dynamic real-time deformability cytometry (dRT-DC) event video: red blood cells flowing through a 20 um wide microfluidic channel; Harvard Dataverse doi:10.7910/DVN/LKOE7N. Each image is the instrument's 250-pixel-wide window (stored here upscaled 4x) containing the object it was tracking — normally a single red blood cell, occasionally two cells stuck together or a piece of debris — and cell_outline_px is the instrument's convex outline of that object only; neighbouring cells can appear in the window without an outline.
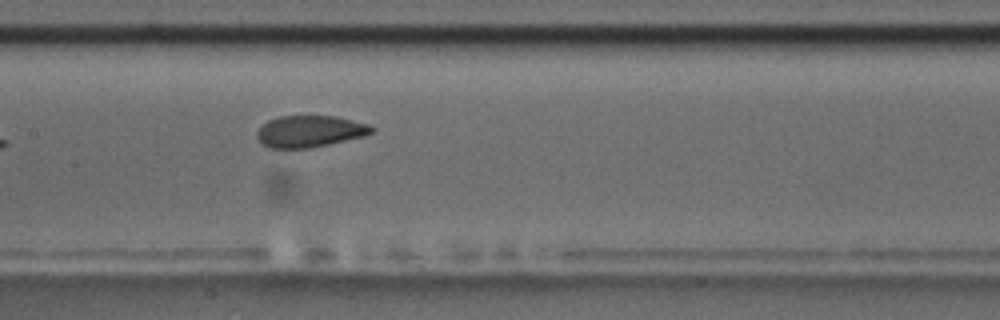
{"species": "common noctule bat (a hibernating species)", "species_latin": "Nyctalus noctula", "temperature_condition": "room temperature", "stored_images_in_passage": 9, "camera_frame_rate_fps": 3000, "um_per_image_px": 0.085, "animal": {"sex": "male", "body_mass_g": 17.5, "forearm_length_mm": 52.3}, "frame": {"image": 1, "passage_image": 9, "time_ms": 9.333, "image_size_px": [1000, 320], "cell_outline_px": [[376, 128], [372, 132], [364, 136], [328, 144], [308, 148], [268, 148], [260, 144], [256, 136], [256, 132], [268, 120], [280, 116], [336, 116], [368, 124]], "centroid_in_image_um": [26.3, 11.17], "position_along_channel_um": 181.1, "area_um2": 21.15}}